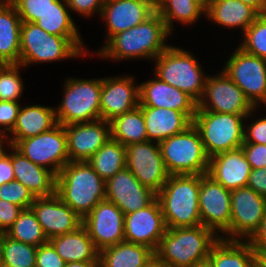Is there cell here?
<instances>
[{
  "mask_svg": "<svg viewBox=\"0 0 266 267\" xmlns=\"http://www.w3.org/2000/svg\"><path fill=\"white\" fill-rule=\"evenodd\" d=\"M14 178L35 197H49L56 193V175L50 169L34 164L12 146Z\"/></svg>",
  "mask_w": 266,
  "mask_h": 267,
  "instance_id": "25",
  "label": "cell"
},
{
  "mask_svg": "<svg viewBox=\"0 0 266 267\" xmlns=\"http://www.w3.org/2000/svg\"><path fill=\"white\" fill-rule=\"evenodd\" d=\"M213 267H255L258 255L249 241L220 238L207 259Z\"/></svg>",
  "mask_w": 266,
  "mask_h": 267,
  "instance_id": "31",
  "label": "cell"
},
{
  "mask_svg": "<svg viewBox=\"0 0 266 267\" xmlns=\"http://www.w3.org/2000/svg\"><path fill=\"white\" fill-rule=\"evenodd\" d=\"M241 149L250 163L251 169L266 168L265 144L243 143Z\"/></svg>",
  "mask_w": 266,
  "mask_h": 267,
  "instance_id": "45",
  "label": "cell"
},
{
  "mask_svg": "<svg viewBox=\"0 0 266 267\" xmlns=\"http://www.w3.org/2000/svg\"><path fill=\"white\" fill-rule=\"evenodd\" d=\"M247 187H250L259 195L266 197V168L251 169Z\"/></svg>",
  "mask_w": 266,
  "mask_h": 267,
  "instance_id": "49",
  "label": "cell"
},
{
  "mask_svg": "<svg viewBox=\"0 0 266 267\" xmlns=\"http://www.w3.org/2000/svg\"><path fill=\"white\" fill-rule=\"evenodd\" d=\"M58 124L55 108L41 105H29L20 107L16 124L7 135L6 145L14 146L18 141L29 137L37 136L46 132ZM10 138V139H9Z\"/></svg>",
  "mask_w": 266,
  "mask_h": 267,
  "instance_id": "27",
  "label": "cell"
},
{
  "mask_svg": "<svg viewBox=\"0 0 266 267\" xmlns=\"http://www.w3.org/2000/svg\"><path fill=\"white\" fill-rule=\"evenodd\" d=\"M65 264L49 241L37 247L35 267H64Z\"/></svg>",
  "mask_w": 266,
  "mask_h": 267,
  "instance_id": "44",
  "label": "cell"
},
{
  "mask_svg": "<svg viewBox=\"0 0 266 267\" xmlns=\"http://www.w3.org/2000/svg\"><path fill=\"white\" fill-rule=\"evenodd\" d=\"M258 15L254 8L239 0H206L207 19L227 28L241 27L242 34Z\"/></svg>",
  "mask_w": 266,
  "mask_h": 267,
  "instance_id": "28",
  "label": "cell"
},
{
  "mask_svg": "<svg viewBox=\"0 0 266 267\" xmlns=\"http://www.w3.org/2000/svg\"><path fill=\"white\" fill-rule=\"evenodd\" d=\"M5 234L13 240L31 244L36 247L48 242L31 208L23 209Z\"/></svg>",
  "mask_w": 266,
  "mask_h": 267,
  "instance_id": "37",
  "label": "cell"
},
{
  "mask_svg": "<svg viewBox=\"0 0 266 267\" xmlns=\"http://www.w3.org/2000/svg\"><path fill=\"white\" fill-rule=\"evenodd\" d=\"M142 109L146 133L149 141L157 143L186 130L193 121L183 112L140 106Z\"/></svg>",
  "mask_w": 266,
  "mask_h": 267,
  "instance_id": "26",
  "label": "cell"
},
{
  "mask_svg": "<svg viewBox=\"0 0 266 267\" xmlns=\"http://www.w3.org/2000/svg\"><path fill=\"white\" fill-rule=\"evenodd\" d=\"M55 0H10L22 22L34 23L53 6Z\"/></svg>",
  "mask_w": 266,
  "mask_h": 267,
  "instance_id": "42",
  "label": "cell"
},
{
  "mask_svg": "<svg viewBox=\"0 0 266 267\" xmlns=\"http://www.w3.org/2000/svg\"><path fill=\"white\" fill-rule=\"evenodd\" d=\"M3 263V260H2V250H1V244H0V265Z\"/></svg>",
  "mask_w": 266,
  "mask_h": 267,
  "instance_id": "58",
  "label": "cell"
},
{
  "mask_svg": "<svg viewBox=\"0 0 266 267\" xmlns=\"http://www.w3.org/2000/svg\"><path fill=\"white\" fill-rule=\"evenodd\" d=\"M82 225L99 251L125 241L124 213L107 199L100 201L82 219Z\"/></svg>",
  "mask_w": 266,
  "mask_h": 267,
  "instance_id": "16",
  "label": "cell"
},
{
  "mask_svg": "<svg viewBox=\"0 0 266 267\" xmlns=\"http://www.w3.org/2000/svg\"><path fill=\"white\" fill-rule=\"evenodd\" d=\"M134 81L132 76L102 78L100 119L110 122L139 106V84Z\"/></svg>",
  "mask_w": 266,
  "mask_h": 267,
  "instance_id": "22",
  "label": "cell"
},
{
  "mask_svg": "<svg viewBox=\"0 0 266 267\" xmlns=\"http://www.w3.org/2000/svg\"><path fill=\"white\" fill-rule=\"evenodd\" d=\"M9 147L11 148L10 154L5 152L6 150L0 154V186L15 180L12 165V146L8 145L7 148Z\"/></svg>",
  "mask_w": 266,
  "mask_h": 267,
  "instance_id": "50",
  "label": "cell"
},
{
  "mask_svg": "<svg viewBox=\"0 0 266 267\" xmlns=\"http://www.w3.org/2000/svg\"><path fill=\"white\" fill-rule=\"evenodd\" d=\"M87 52L81 37L57 36L44 31L35 23L21 24L19 64L23 67L87 56Z\"/></svg>",
  "mask_w": 266,
  "mask_h": 267,
  "instance_id": "5",
  "label": "cell"
},
{
  "mask_svg": "<svg viewBox=\"0 0 266 267\" xmlns=\"http://www.w3.org/2000/svg\"><path fill=\"white\" fill-rule=\"evenodd\" d=\"M56 194L83 219L106 199V182L87 161H69L56 176Z\"/></svg>",
  "mask_w": 266,
  "mask_h": 267,
  "instance_id": "2",
  "label": "cell"
},
{
  "mask_svg": "<svg viewBox=\"0 0 266 267\" xmlns=\"http://www.w3.org/2000/svg\"><path fill=\"white\" fill-rule=\"evenodd\" d=\"M166 230L157 198L145 208L124 215L125 241L147 246L154 252H156Z\"/></svg>",
  "mask_w": 266,
  "mask_h": 267,
  "instance_id": "17",
  "label": "cell"
},
{
  "mask_svg": "<svg viewBox=\"0 0 266 267\" xmlns=\"http://www.w3.org/2000/svg\"><path fill=\"white\" fill-rule=\"evenodd\" d=\"M30 208L48 240L54 236L73 232L82 225V218L56 193L49 197H36Z\"/></svg>",
  "mask_w": 266,
  "mask_h": 267,
  "instance_id": "21",
  "label": "cell"
},
{
  "mask_svg": "<svg viewBox=\"0 0 266 267\" xmlns=\"http://www.w3.org/2000/svg\"><path fill=\"white\" fill-rule=\"evenodd\" d=\"M255 267H264L263 265H261L259 262L256 264Z\"/></svg>",
  "mask_w": 266,
  "mask_h": 267,
  "instance_id": "60",
  "label": "cell"
},
{
  "mask_svg": "<svg viewBox=\"0 0 266 267\" xmlns=\"http://www.w3.org/2000/svg\"><path fill=\"white\" fill-rule=\"evenodd\" d=\"M198 203L201 224L220 238L230 240L231 191L208 174H201Z\"/></svg>",
  "mask_w": 266,
  "mask_h": 267,
  "instance_id": "12",
  "label": "cell"
},
{
  "mask_svg": "<svg viewBox=\"0 0 266 267\" xmlns=\"http://www.w3.org/2000/svg\"><path fill=\"white\" fill-rule=\"evenodd\" d=\"M48 241L66 263L99 261V250L83 225L73 232L54 236Z\"/></svg>",
  "mask_w": 266,
  "mask_h": 267,
  "instance_id": "29",
  "label": "cell"
},
{
  "mask_svg": "<svg viewBox=\"0 0 266 267\" xmlns=\"http://www.w3.org/2000/svg\"><path fill=\"white\" fill-rule=\"evenodd\" d=\"M66 0H55L40 19L34 23L44 31L63 37H82L69 13Z\"/></svg>",
  "mask_w": 266,
  "mask_h": 267,
  "instance_id": "36",
  "label": "cell"
},
{
  "mask_svg": "<svg viewBox=\"0 0 266 267\" xmlns=\"http://www.w3.org/2000/svg\"><path fill=\"white\" fill-rule=\"evenodd\" d=\"M6 140V141H5ZM8 143L7 135L0 132V154L4 151V146L2 144Z\"/></svg>",
  "mask_w": 266,
  "mask_h": 267,
  "instance_id": "55",
  "label": "cell"
},
{
  "mask_svg": "<svg viewBox=\"0 0 266 267\" xmlns=\"http://www.w3.org/2000/svg\"><path fill=\"white\" fill-rule=\"evenodd\" d=\"M154 254L147 246L123 241L99 251V267H143Z\"/></svg>",
  "mask_w": 266,
  "mask_h": 267,
  "instance_id": "32",
  "label": "cell"
},
{
  "mask_svg": "<svg viewBox=\"0 0 266 267\" xmlns=\"http://www.w3.org/2000/svg\"><path fill=\"white\" fill-rule=\"evenodd\" d=\"M22 210L20 206L0 199V233H5L13 225Z\"/></svg>",
  "mask_w": 266,
  "mask_h": 267,
  "instance_id": "48",
  "label": "cell"
},
{
  "mask_svg": "<svg viewBox=\"0 0 266 267\" xmlns=\"http://www.w3.org/2000/svg\"><path fill=\"white\" fill-rule=\"evenodd\" d=\"M87 162L106 182L126 167V146L110 138Z\"/></svg>",
  "mask_w": 266,
  "mask_h": 267,
  "instance_id": "35",
  "label": "cell"
},
{
  "mask_svg": "<svg viewBox=\"0 0 266 267\" xmlns=\"http://www.w3.org/2000/svg\"><path fill=\"white\" fill-rule=\"evenodd\" d=\"M219 239L202 224L167 228L155 254L170 267H194L207 261L212 246Z\"/></svg>",
  "mask_w": 266,
  "mask_h": 267,
  "instance_id": "3",
  "label": "cell"
},
{
  "mask_svg": "<svg viewBox=\"0 0 266 267\" xmlns=\"http://www.w3.org/2000/svg\"><path fill=\"white\" fill-rule=\"evenodd\" d=\"M155 7L172 34L174 21L192 25L205 15L206 0H155Z\"/></svg>",
  "mask_w": 266,
  "mask_h": 267,
  "instance_id": "33",
  "label": "cell"
},
{
  "mask_svg": "<svg viewBox=\"0 0 266 267\" xmlns=\"http://www.w3.org/2000/svg\"><path fill=\"white\" fill-rule=\"evenodd\" d=\"M21 24L14 5L0 3V63L19 64Z\"/></svg>",
  "mask_w": 266,
  "mask_h": 267,
  "instance_id": "30",
  "label": "cell"
},
{
  "mask_svg": "<svg viewBox=\"0 0 266 267\" xmlns=\"http://www.w3.org/2000/svg\"><path fill=\"white\" fill-rule=\"evenodd\" d=\"M194 267H213L211 263L207 260L205 262H201L196 264Z\"/></svg>",
  "mask_w": 266,
  "mask_h": 267,
  "instance_id": "57",
  "label": "cell"
},
{
  "mask_svg": "<svg viewBox=\"0 0 266 267\" xmlns=\"http://www.w3.org/2000/svg\"><path fill=\"white\" fill-rule=\"evenodd\" d=\"M266 145V117L259 118L244 127V142Z\"/></svg>",
  "mask_w": 266,
  "mask_h": 267,
  "instance_id": "47",
  "label": "cell"
},
{
  "mask_svg": "<svg viewBox=\"0 0 266 267\" xmlns=\"http://www.w3.org/2000/svg\"><path fill=\"white\" fill-rule=\"evenodd\" d=\"M20 104L16 101H0V132L7 135L16 124ZM3 128V130L1 129Z\"/></svg>",
  "mask_w": 266,
  "mask_h": 267,
  "instance_id": "43",
  "label": "cell"
},
{
  "mask_svg": "<svg viewBox=\"0 0 266 267\" xmlns=\"http://www.w3.org/2000/svg\"><path fill=\"white\" fill-rule=\"evenodd\" d=\"M200 179L201 175H170L157 193L166 228L201 225Z\"/></svg>",
  "mask_w": 266,
  "mask_h": 267,
  "instance_id": "4",
  "label": "cell"
},
{
  "mask_svg": "<svg viewBox=\"0 0 266 267\" xmlns=\"http://www.w3.org/2000/svg\"><path fill=\"white\" fill-rule=\"evenodd\" d=\"M13 147L34 164L50 169L56 176L69 162L65 128L59 123L37 136L18 141Z\"/></svg>",
  "mask_w": 266,
  "mask_h": 267,
  "instance_id": "10",
  "label": "cell"
},
{
  "mask_svg": "<svg viewBox=\"0 0 266 267\" xmlns=\"http://www.w3.org/2000/svg\"><path fill=\"white\" fill-rule=\"evenodd\" d=\"M159 148L169 175L208 173L210 157L193 124L183 132L159 142Z\"/></svg>",
  "mask_w": 266,
  "mask_h": 267,
  "instance_id": "6",
  "label": "cell"
},
{
  "mask_svg": "<svg viewBox=\"0 0 266 267\" xmlns=\"http://www.w3.org/2000/svg\"><path fill=\"white\" fill-rule=\"evenodd\" d=\"M63 99L55 108L57 122L63 126L100 119L102 78L64 81Z\"/></svg>",
  "mask_w": 266,
  "mask_h": 267,
  "instance_id": "9",
  "label": "cell"
},
{
  "mask_svg": "<svg viewBox=\"0 0 266 267\" xmlns=\"http://www.w3.org/2000/svg\"><path fill=\"white\" fill-rule=\"evenodd\" d=\"M154 75L187 93L196 102L202 97L207 75L190 52L169 45L155 59Z\"/></svg>",
  "mask_w": 266,
  "mask_h": 267,
  "instance_id": "8",
  "label": "cell"
},
{
  "mask_svg": "<svg viewBox=\"0 0 266 267\" xmlns=\"http://www.w3.org/2000/svg\"><path fill=\"white\" fill-rule=\"evenodd\" d=\"M254 8L259 14L266 13V6L263 0H239Z\"/></svg>",
  "mask_w": 266,
  "mask_h": 267,
  "instance_id": "52",
  "label": "cell"
},
{
  "mask_svg": "<svg viewBox=\"0 0 266 267\" xmlns=\"http://www.w3.org/2000/svg\"><path fill=\"white\" fill-rule=\"evenodd\" d=\"M169 35L165 22L155 11L144 22L114 35L97 54L114 61L138 57L154 60L169 46L165 43Z\"/></svg>",
  "mask_w": 266,
  "mask_h": 267,
  "instance_id": "1",
  "label": "cell"
},
{
  "mask_svg": "<svg viewBox=\"0 0 266 267\" xmlns=\"http://www.w3.org/2000/svg\"><path fill=\"white\" fill-rule=\"evenodd\" d=\"M139 106L177 110L192 121L197 111V102L191 96L157 76L139 84Z\"/></svg>",
  "mask_w": 266,
  "mask_h": 267,
  "instance_id": "23",
  "label": "cell"
},
{
  "mask_svg": "<svg viewBox=\"0 0 266 267\" xmlns=\"http://www.w3.org/2000/svg\"><path fill=\"white\" fill-rule=\"evenodd\" d=\"M35 196L22 183L13 180L0 186V199L27 209L32 206Z\"/></svg>",
  "mask_w": 266,
  "mask_h": 267,
  "instance_id": "41",
  "label": "cell"
},
{
  "mask_svg": "<svg viewBox=\"0 0 266 267\" xmlns=\"http://www.w3.org/2000/svg\"><path fill=\"white\" fill-rule=\"evenodd\" d=\"M21 64H3L0 67V101H16L23 94V81L20 77Z\"/></svg>",
  "mask_w": 266,
  "mask_h": 267,
  "instance_id": "40",
  "label": "cell"
},
{
  "mask_svg": "<svg viewBox=\"0 0 266 267\" xmlns=\"http://www.w3.org/2000/svg\"><path fill=\"white\" fill-rule=\"evenodd\" d=\"M111 138L127 146L148 141L145 121L140 106L110 121Z\"/></svg>",
  "mask_w": 266,
  "mask_h": 267,
  "instance_id": "34",
  "label": "cell"
},
{
  "mask_svg": "<svg viewBox=\"0 0 266 267\" xmlns=\"http://www.w3.org/2000/svg\"><path fill=\"white\" fill-rule=\"evenodd\" d=\"M64 267H99V261H79L66 263Z\"/></svg>",
  "mask_w": 266,
  "mask_h": 267,
  "instance_id": "53",
  "label": "cell"
},
{
  "mask_svg": "<svg viewBox=\"0 0 266 267\" xmlns=\"http://www.w3.org/2000/svg\"><path fill=\"white\" fill-rule=\"evenodd\" d=\"M105 0H66L70 11L82 16L91 17L92 14H100Z\"/></svg>",
  "mask_w": 266,
  "mask_h": 267,
  "instance_id": "46",
  "label": "cell"
},
{
  "mask_svg": "<svg viewBox=\"0 0 266 267\" xmlns=\"http://www.w3.org/2000/svg\"><path fill=\"white\" fill-rule=\"evenodd\" d=\"M249 242L257 254L266 252V215L259 230L253 235Z\"/></svg>",
  "mask_w": 266,
  "mask_h": 267,
  "instance_id": "51",
  "label": "cell"
},
{
  "mask_svg": "<svg viewBox=\"0 0 266 267\" xmlns=\"http://www.w3.org/2000/svg\"><path fill=\"white\" fill-rule=\"evenodd\" d=\"M223 71L244 92L254 107L266 99V59L240 47L227 60Z\"/></svg>",
  "mask_w": 266,
  "mask_h": 267,
  "instance_id": "11",
  "label": "cell"
},
{
  "mask_svg": "<svg viewBox=\"0 0 266 267\" xmlns=\"http://www.w3.org/2000/svg\"><path fill=\"white\" fill-rule=\"evenodd\" d=\"M3 263L11 267H35L37 247L11 239L0 233Z\"/></svg>",
  "mask_w": 266,
  "mask_h": 267,
  "instance_id": "38",
  "label": "cell"
},
{
  "mask_svg": "<svg viewBox=\"0 0 266 267\" xmlns=\"http://www.w3.org/2000/svg\"><path fill=\"white\" fill-rule=\"evenodd\" d=\"M242 35L238 46L245 52L266 59V13L259 14Z\"/></svg>",
  "mask_w": 266,
  "mask_h": 267,
  "instance_id": "39",
  "label": "cell"
},
{
  "mask_svg": "<svg viewBox=\"0 0 266 267\" xmlns=\"http://www.w3.org/2000/svg\"><path fill=\"white\" fill-rule=\"evenodd\" d=\"M257 255H258L259 263L263 265L264 267H266V252L262 254H257Z\"/></svg>",
  "mask_w": 266,
  "mask_h": 267,
  "instance_id": "56",
  "label": "cell"
},
{
  "mask_svg": "<svg viewBox=\"0 0 266 267\" xmlns=\"http://www.w3.org/2000/svg\"><path fill=\"white\" fill-rule=\"evenodd\" d=\"M156 11L155 0H105L101 18L105 19L106 41L144 22Z\"/></svg>",
  "mask_w": 266,
  "mask_h": 267,
  "instance_id": "20",
  "label": "cell"
},
{
  "mask_svg": "<svg viewBox=\"0 0 266 267\" xmlns=\"http://www.w3.org/2000/svg\"><path fill=\"white\" fill-rule=\"evenodd\" d=\"M0 267H11V266H9V265H7V264H5V263H2V264L0 265Z\"/></svg>",
  "mask_w": 266,
  "mask_h": 267,
  "instance_id": "59",
  "label": "cell"
},
{
  "mask_svg": "<svg viewBox=\"0 0 266 267\" xmlns=\"http://www.w3.org/2000/svg\"><path fill=\"white\" fill-rule=\"evenodd\" d=\"M156 198L157 193L142 185L127 167L106 181V199L124 215L145 208Z\"/></svg>",
  "mask_w": 266,
  "mask_h": 267,
  "instance_id": "18",
  "label": "cell"
},
{
  "mask_svg": "<svg viewBox=\"0 0 266 267\" xmlns=\"http://www.w3.org/2000/svg\"><path fill=\"white\" fill-rule=\"evenodd\" d=\"M255 110L256 107L248 115H234L197 109L193 125L200 133L207 155L212 157L240 148L244 142L246 126L243 122L252 116Z\"/></svg>",
  "mask_w": 266,
  "mask_h": 267,
  "instance_id": "7",
  "label": "cell"
},
{
  "mask_svg": "<svg viewBox=\"0 0 266 267\" xmlns=\"http://www.w3.org/2000/svg\"><path fill=\"white\" fill-rule=\"evenodd\" d=\"M10 0H0V3L9 2Z\"/></svg>",
  "mask_w": 266,
  "mask_h": 267,
  "instance_id": "61",
  "label": "cell"
},
{
  "mask_svg": "<svg viewBox=\"0 0 266 267\" xmlns=\"http://www.w3.org/2000/svg\"><path fill=\"white\" fill-rule=\"evenodd\" d=\"M265 215L266 197L247 186L232 190L230 240L249 241L259 230Z\"/></svg>",
  "mask_w": 266,
  "mask_h": 267,
  "instance_id": "13",
  "label": "cell"
},
{
  "mask_svg": "<svg viewBox=\"0 0 266 267\" xmlns=\"http://www.w3.org/2000/svg\"><path fill=\"white\" fill-rule=\"evenodd\" d=\"M126 167L139 182L158 193L169 178L159 143L144 141L126 146Z\"/></svg>",
  "mask_w": 266,
  "mask_h": 267,
  "instance_id": "15",
  "label": "cell"
},
{
  "mask_svg": "<svg viewBox=\"0 0 266 267\" xmlns=\"http://www.w3.org/2000/svg\"><path fill=\"white\" fill-rule=\"evenodd\" d=\"M251 173L241 147L218 153L209 160L208 175L230 191L247 186Z\"/></svg>",
  "mask_w": 266,
  "mask_h": 267,
  "instance_id": "24",
  "label": "cell"
},
{
  "mask_svg": "<svg viewBox=\"0 0 266 267\" xmlns=\"http://www.w3.org/2000/svg\"><path fill=\"white\" fill-rule=\"evenodd\" d=\"M69 161H88L110 138V122L98 119L91 122L65 125Z\"/></svg>",
  "mask_w": 266,
  "mask_h": 267,
  "instance_id": "19",
  "label": "cell"
},
{
  "mask_svg": "<svg viewBox=\"0 0 266 267\" xmlns=\"http://www.w3.org/2000/svg\"><path fill=\"white\" fill-rule=\"evenodd\" d=\"M254 108L223 70L207 77L202 97L197 102V109L234 115H248Z\"/></svg>",
  "mask_w": 266,
  "mask_h": 267,
  "instance_id": "14",
  "label": "cell"
},
{
  "mask_svg": "<svg viewBox=\"0 0 266 267\" xmlns=\"http://www.w3.org/2000/svg\"><path fill=\"white\" fill-rule=\"evenodd\" d=\"M143 267H170L154 254Z\"/></svg>",
  "mask_w": 266,
  "mask_h": 267,
  "instance_id": "54",
  "label": "cell"
}]
</instances>
